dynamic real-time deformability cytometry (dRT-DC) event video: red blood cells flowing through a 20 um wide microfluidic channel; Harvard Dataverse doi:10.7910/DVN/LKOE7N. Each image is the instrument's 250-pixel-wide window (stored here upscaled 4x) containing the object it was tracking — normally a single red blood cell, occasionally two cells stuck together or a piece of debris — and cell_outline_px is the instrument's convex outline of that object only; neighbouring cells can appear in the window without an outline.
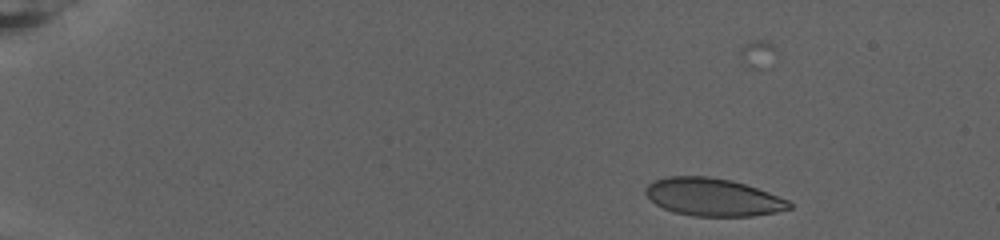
{"species": "human", "species_latin": "Homo sapiens", "temperature_condition": "warm", "stored_images_in_passage": 73, "camera_frame_rate_fps": 3000, "um_per_image_px": 0.085, "donor": {"sex": "female"}, "frame": {"image": 1, "passage_image": 12, "time_ms": 3.667, "image_size_px": [1000, 240], "cell_outline_px": [[792, 208], [776, 212], [752, 216], [692, 216], [676, 212], [664, 208], [656, 204], [644, 192], [648, 184], [656, 180], [668, 176], [708, 176], [732, 180], [768, 192], [788, 200], [792, 204]], "centroid_in_image_um": [60.61, 16.75], "position_along_channel_um": 24.4, "area_um2": 31.39}}
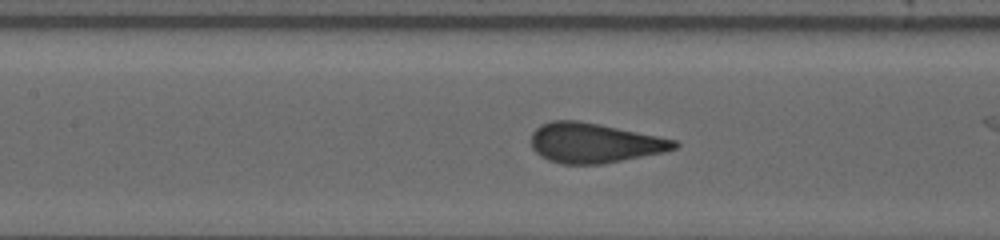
{"frame": {"image": 2, "passage_image": 41, "time_ms": 13.333, "image_size_px": [1000, 240], "cell_outline_px": [[680, 144], [676, 148], [664, 152], [604, 164], [560, 164], [548, 160], [540, 156], [532, 148], [532, 132], [540, 124], [552, 120], [576, 120], [676, 140]], "centroid_in_image_um": [50.48, 12.16], "position_along_channel_um": 156.9, "area_um2": 33.0}}
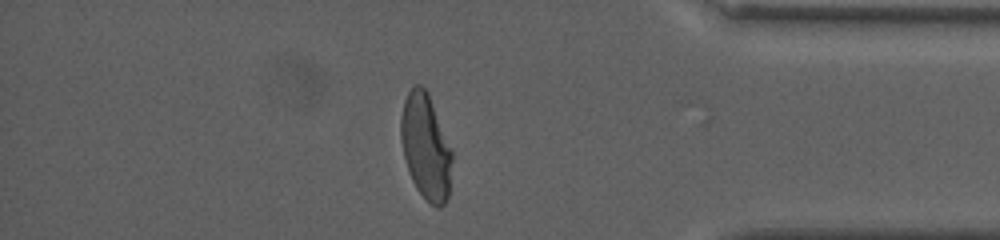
{"frame": {"image": 3, "passage_image": 71, "time_ms": 23.333, "image_size_px": [1000, 240], "cell_outline_px": [[452, 160], [448, 196], [444, 204], [440, 208], [436, 208], [416, 188], [408, 172], [400, 140], [400, 116], [404, 100], [412, 84], [420, 84], [428, 92], [452, 152]], "centroid_in_image_um": [36.16, 12.44], "position_along_channel_um": 399.0, "area_um2": 31.39}, "authors_computed_cell_mechanics": {"area_um2": 32.2524, "velocity_mm_per_s": 2.6261, "shape_relaxation_time_tau1_ms": 7.3197, "shape_relaxation_time_tau2_ms": null, "deformation_change_tau1": 0.2128, "deformation_change_tau2": null}}